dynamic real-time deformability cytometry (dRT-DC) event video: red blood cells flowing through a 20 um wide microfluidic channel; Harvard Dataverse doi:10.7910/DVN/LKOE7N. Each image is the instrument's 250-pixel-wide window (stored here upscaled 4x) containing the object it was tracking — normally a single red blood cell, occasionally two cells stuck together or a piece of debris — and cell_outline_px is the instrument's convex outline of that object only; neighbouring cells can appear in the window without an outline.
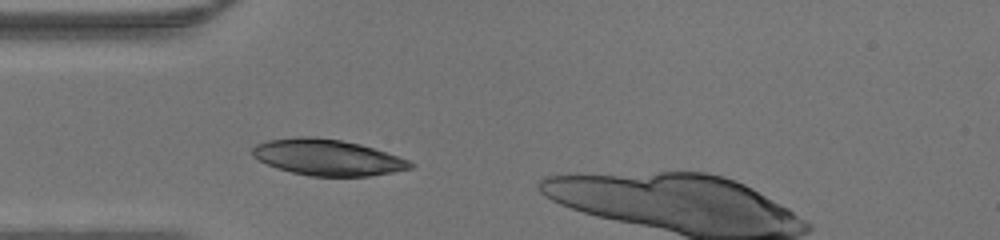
{"species": "human", "species_latin": "Homo sapiens", "temperature_condition": "warm", "stored_images_in_passage": 26, "camera_frame_rate_fps": 3000, "um_per_image_px": 0.085, "donor": {"sex": "male"}, "frame": {"image": 1, "passage_image": 1, "time_ms": 0.0, "image_size_px": [1000, 240], "cell_outline_px": [[416, 164], [412, 168], [392, 172], [368, 176], [312, 176], [292, 172], [276, 168], [252, 156], [252, 148], [256, 144], [268, 140], [296, 136], [312, 136], [340, 140], [360, 144], [408, 160]], "centroid_in_image_um": [27.8, 13.37], "position_along_channel_um": 57.2, "area_um2": 32.95}}
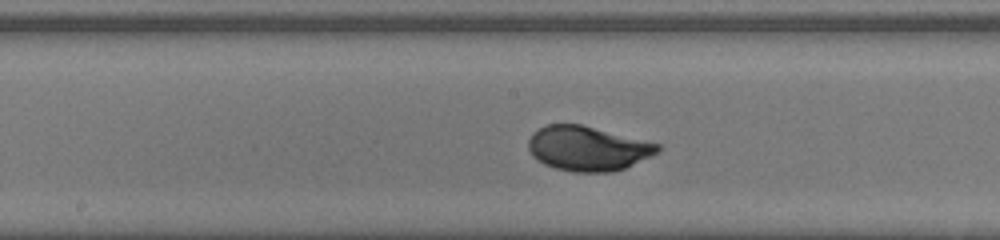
{"frame": {"image": 2, "passage_image": 11, "time_ms": 3.333, "image_size_px": [1000, 240], "cell_outline_px": [[660, 152], [652, 156], [624, 168], [612, 172], [572, 172], [556, 168], [544, 164], [536, 160], [532, 156], [528, 148], [528, 140], [532, 132], [548, 124], [580, 124], [660, 144]], "centroid_in_image_um": [49.94, 12.62], "position_along_channel_um": 198.3, "area_um2": 33.64}}
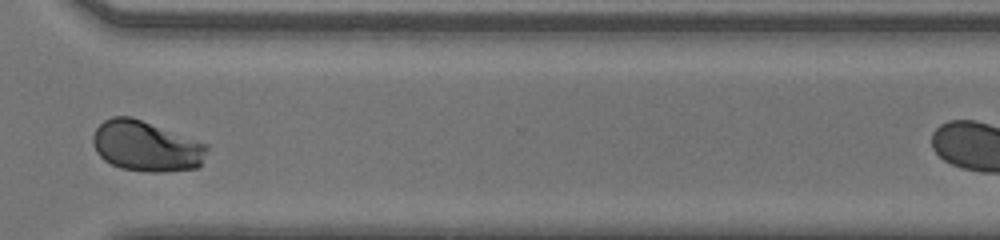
{"frame": {"image": 3, "passage_image": 22, "time_ms": 7.0, "image_size_px": [1000, 240], "cell_outline_px": [[208, 148], [200, 168], [164, 172], [144, 172], [120, 168], [104, 160], [96, 152], [92, 144], [92, 136], [96, 128], [104, 120], [112, 116], [132, 116], [208, 144]], "centroid_in_image_um": [12.42, 12.43], "position_along_channel_um": 358.2, "area_um2": 33.99}}